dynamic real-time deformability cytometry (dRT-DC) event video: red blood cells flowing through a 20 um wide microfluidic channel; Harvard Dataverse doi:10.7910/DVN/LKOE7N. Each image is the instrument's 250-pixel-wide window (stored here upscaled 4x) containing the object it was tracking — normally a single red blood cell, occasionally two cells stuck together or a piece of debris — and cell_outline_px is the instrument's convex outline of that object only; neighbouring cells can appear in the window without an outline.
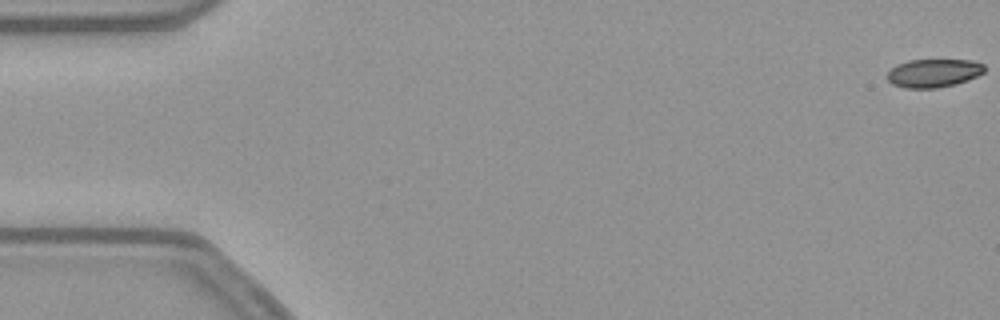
{"species": "common noctule bat (a hibernating species)", "species_latin": "Nyctalus noctula", "temperature_condition": "warm", "stored_images_in_passage": 15, "camera_frame_rate_fps": 3000, "um_per_image_px": 0.085, "animal": {"sex": "female", "body_mass_g": 21.9}, "frame": {"image": 1, "passage_image": 1, "time_ms": 0.0, "image_size_px": [1000, 320], "cell_outline_px": [[984, 72], [968, 80], [956, 84], [936, 88], [904, 88], [892, 84], [888, 80], [888, 72], [896, 64], [908, 60], [972, 60], [984, 64]], "centroid_in_image_um": [79.35, 6.21], "position_along_channel_um": 5.7, "area_um2": 16.07}}
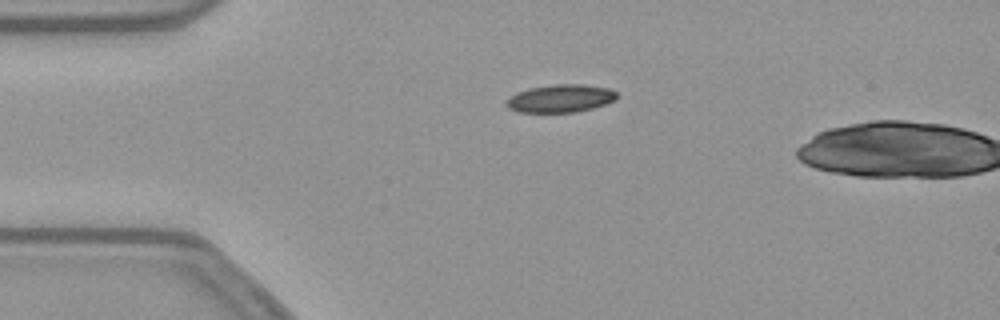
{"frame": {"image": 2, "passage_image": 13, "time_ms": 4.0, "image_size_px": [1000, 320], "cell_outline_px": [[616, 100], [592, 108], [576, 112], [520, 112], [508, 108], [504, 104], [516, 92], [528, 88], [552, 84], [584, 84], [608, 88], [616, 92]], "centroid_in_image_um": [47.63, 8.36], "position_along_channel_um": 37.4, "area_um2": 17.92}}